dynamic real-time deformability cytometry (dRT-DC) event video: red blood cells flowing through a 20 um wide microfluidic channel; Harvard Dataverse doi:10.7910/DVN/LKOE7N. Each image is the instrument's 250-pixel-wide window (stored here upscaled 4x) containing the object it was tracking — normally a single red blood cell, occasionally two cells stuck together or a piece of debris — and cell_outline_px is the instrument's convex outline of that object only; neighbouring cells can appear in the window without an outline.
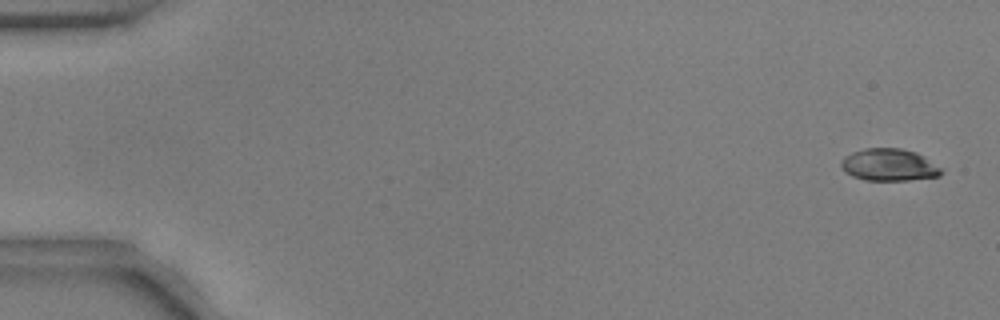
{"species": "common noctule bat (a hibernating species)", "species_latin": "Nyctalus noctula", "temperature_condition": "warm", "stored_images_in_passage": 54, "camera_frame_rate_fps": 3000, "um_per_image_px": 0.085, "animal": {"sex": "male", "body_mass_g": 17.9, "forearm_length_mm": 54.2}, "frame": {"image": 1, "passage_image": 2, "time_ms": 0.333, "image_size_px": [1000, 320], "cell_outline_px": [[944, 172], [940, 176], [908, 180], [864, 180], [852, 176], [844, 172], [840, 168], [840, 164], [844, 156], [852, 152], [864, 148], [900, 148], [916, 152], [924, 156], [944, 168]], "centroid_in_image_um": [75.59, 14.01], "position_along_channel_um": 9.4, "area_um2": 19.13}}
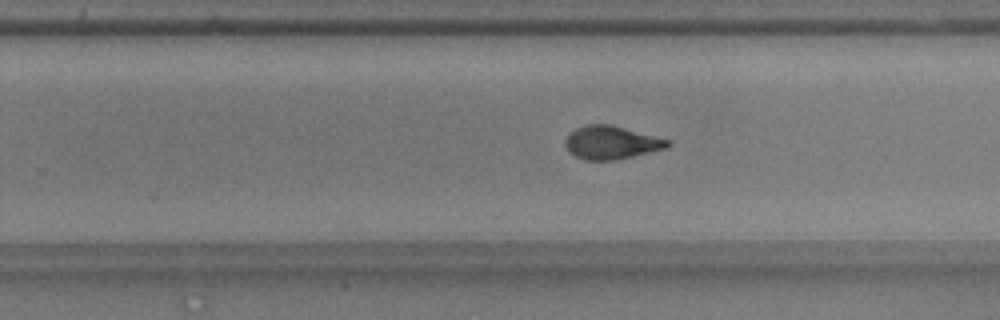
{"frame": {"image": 2, "passage_image": 35, "time_ms": 11.333, "image_size_px": [1000, 320], "cell_outline_px": [[672, 144], [664, 148], [612, 160], [584, 160], [568, 152], [564, 144], [564, 140], [568, 132], [576, 128], [588, 124], [608, 124], [672, 140]], "centroid_in_image_um": [51.9, 12.1], "position_along_channel_um": 277.9, "area_um2": 19.65}}
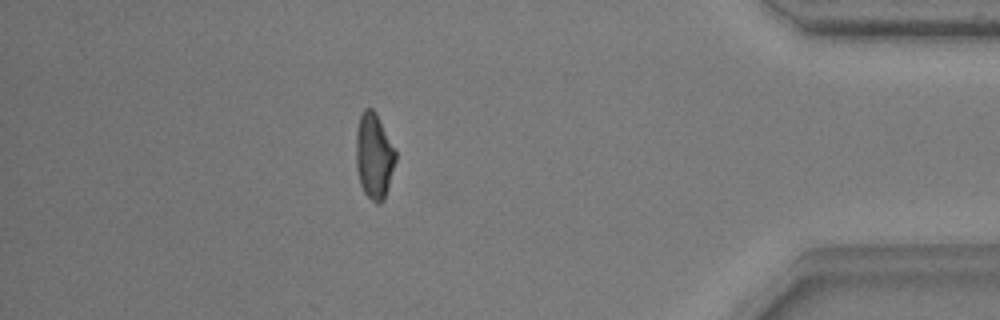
{"frame": {"image": 3, "passage_image": 48, "time_ms": 15.667, "image_size_px": [1000, 320], "cell_outline_px": [[396, 160], [388, 188], [384, 200], [380, 204], [376, 204], [364, 192], [360, 184], [356, 168], [356, 132], [360, 116], [364, 108], [372, 108], [376, 112], [396, 152]], "centroid_in_image_um": [31.78, 13.27], "position_along_channel_um": 403.4, "area_um2": 19.77}, "authors_computed_cell_mechanics": {"area_um2": 19.8543, "velocity_mm_per_s": 3.7717, "shape_relaxation_time_tau1_ms": 4.6984, "shape_relaxation_time_tau2_ms": 1.2332, "deformation_change_tau1": 0.1871, "deformation_change_tau2": 0.0602}}